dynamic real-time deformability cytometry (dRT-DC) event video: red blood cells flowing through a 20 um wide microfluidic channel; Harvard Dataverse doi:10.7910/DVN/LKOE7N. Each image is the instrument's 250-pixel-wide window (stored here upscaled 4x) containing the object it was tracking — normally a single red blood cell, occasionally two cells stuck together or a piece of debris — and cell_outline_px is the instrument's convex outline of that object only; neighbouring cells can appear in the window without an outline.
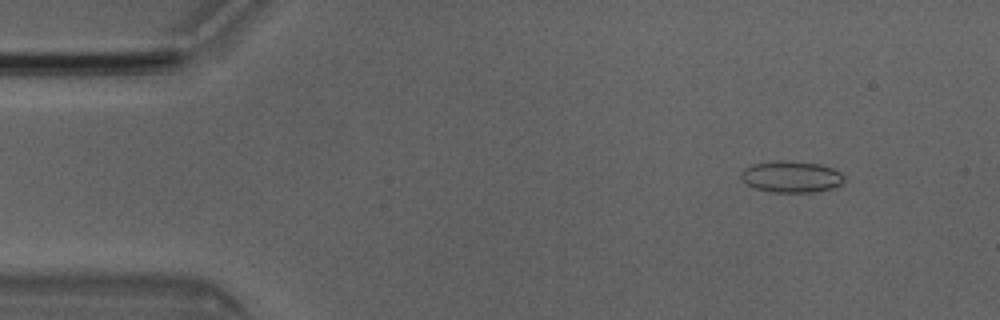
{"species": "Egyptian fruit bat (a non-hibernating species)", "species_latin": "Rousettus aegyptiacus", "temperature_condition": "room temperature", "stored_images_in_passage": 50, "camera_frame_rate_fps": 3000, "um_per_image_px": 0.085, "animal": {"sex": "male"}, "frame": {"image": 1, "passage_image": 5, "time_ms": 1.333, "image_size_px": [1000, 320], "cell_outline_px": [[844, 184], [832, 188], [812, 192], [768, 192], [752, 188], [740, 180], [740, 172], [744, 168], [752, 164], [780, 160], [820, 164], [832, 168], [840, 172], [844, 176]], "centroid_in_image_um": [67.22, 15.03], "position_along_channel_um": 17.8, "area_um2": 19.19}}
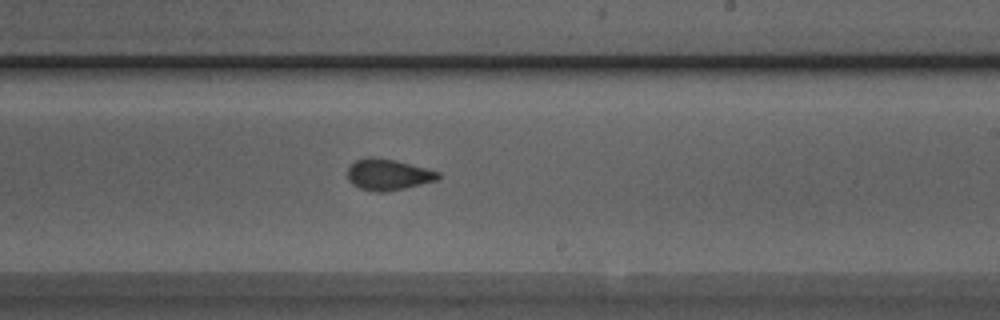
{"frame": {"image": 2, "passage_image": 29, "time_ms": 9.333, "image_size_px": [1000, 320], "cell_outline_px": [[440, 176], [436, 180], [404, 188], [380, 192], [376, 192], [360, 188], [352, 184], [348, 180], [348, 168], [356, 160], [368, 156], [372, 156], [396, 160], [440, 172]], "centroid_in_image_um": [32.96, 14.82], "position_along_channel_um": 256.0, "area_um2": 16.3}}
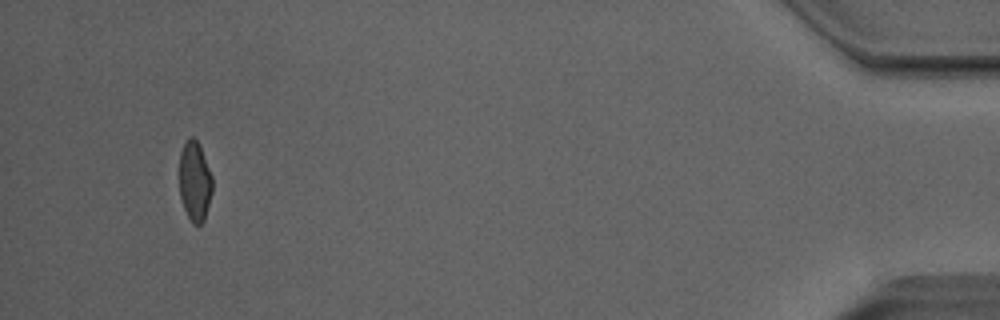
{"frame": {"image": 3, "passage_image": 47, "time_ms": 15.333, "image_size_px": [1000, 320], "cell_outline_px": [[212, 192], [204, 220], [200, 224], [192, 224], [184, 208], [180, 196], [180, 152], [188, 136], [192, 136], [196, 140], [200, 148], [212, 176]], "centroid_in_image_um": [16.55, 15.42], "position_along_channel_um": 418.7, "area_um2": 15.14}, "authors_computed_cell_mechanics": {"area_um2": 16.5886, "velocity_mm_per_s": 4.0733, "shape_relaxation_time_tau1_ms": 3.4722, "shape_relaxation_time_tau2_ms": 0.8735, "deformation_change_tau1": 0.1289, "deformation_change_tau2": 0.0705}}